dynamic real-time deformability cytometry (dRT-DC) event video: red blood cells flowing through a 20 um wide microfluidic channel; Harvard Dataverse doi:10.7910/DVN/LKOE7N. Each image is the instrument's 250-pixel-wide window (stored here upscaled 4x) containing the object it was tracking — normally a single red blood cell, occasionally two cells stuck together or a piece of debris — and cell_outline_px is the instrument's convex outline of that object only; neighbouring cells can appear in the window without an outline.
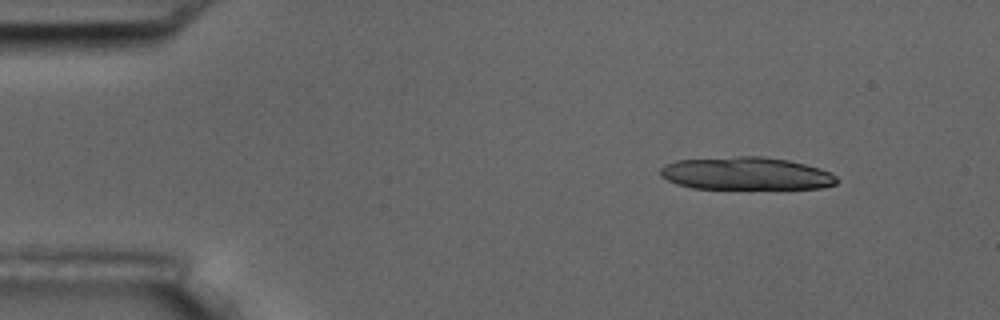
{"species": "common noctule bat (a hibernating species)", "species_latin": "Nyctalus noctula", "temperature_condition": "room temperature", "stored_images_in_passage": 5, "camera_frame_rate_fps": 3000, "um_per_image_px": 0.085, "animal": {"sex": "male", "body_mass_g": 17.5, "forearm_length_mm": 52.3}, "frame": {"image": 1, "passage_image": 2, "time_ms": 1.0, "image_size_px": [1000, 320], "cell_outline_px": [[840, 180], [836, 184], [820, 188], [692, 188], [676, 184], [660, 176], [660, 168], [664, 164], [676, 160], [736, 156], [764, 156], [788, 160], [820, 168], [832, 172]], "centroid_in_image_um": [63.41, 14.74], "position_along_channel_um": 21.6, "area_um2": 33.81}}